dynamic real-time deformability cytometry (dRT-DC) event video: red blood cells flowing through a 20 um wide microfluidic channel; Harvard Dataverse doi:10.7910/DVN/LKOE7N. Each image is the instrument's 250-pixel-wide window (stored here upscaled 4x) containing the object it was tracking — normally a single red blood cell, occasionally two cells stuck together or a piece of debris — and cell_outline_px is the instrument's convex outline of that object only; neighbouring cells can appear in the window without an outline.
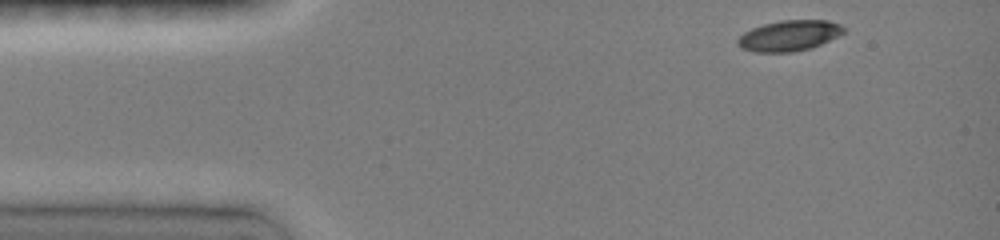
{"species": "common noctule bat (a hibernating species)", "species_latin": "Nyctalus noctula", "temperature_condition": "room temperature", "stored_images_in_passage": 39, "camera_frame_rate_fps": 3000, "um_per_image_px": 0.085, "animal": {"sex": "female", "body_mass_g": 19.0, "forearm_length_mm": 51.5}, "frame": {"image": 1, "passage_image": 1, "time_ms": 0.0, "image_size_px": [1000, 240], "cell_outline_px": [[844, 32], [812, 48], [792, 52], [752, 52], [740, 48], [736, 44], [736, 40], [744, 32], [752, 28], [764, 24], [780, 20], [828, 20], [840, 24], [844, 28]], "centroid_in_image_um": [67.03, 3.03], "position_along_channel_um": 18.0, "area_um2": 18.96}}
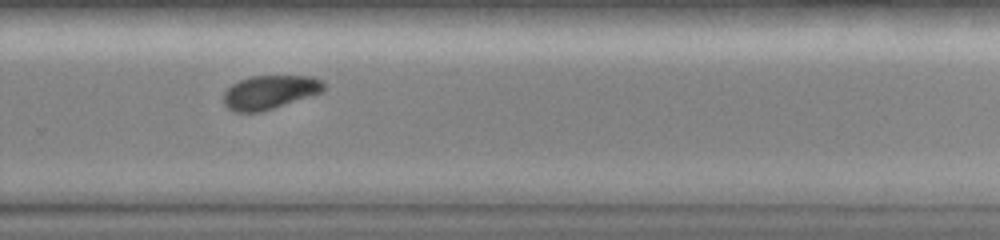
{"frame": {"image": 2, "passage_image": 28, "time_ms": 9.0, "image_size_px": [1000, 240], "cell_outline_px": [[324, 88], [320, 92], [260, 112], [236, 112], [228, 108], [224, 104], [224, 92], [232, 84], [240, 80], [252, 76], [312, 76], [324, 80]], "centroid_in_image_um": [22.91, 7.82], "position_along_channel_um": 306.9, "area_um2": 19.36}}
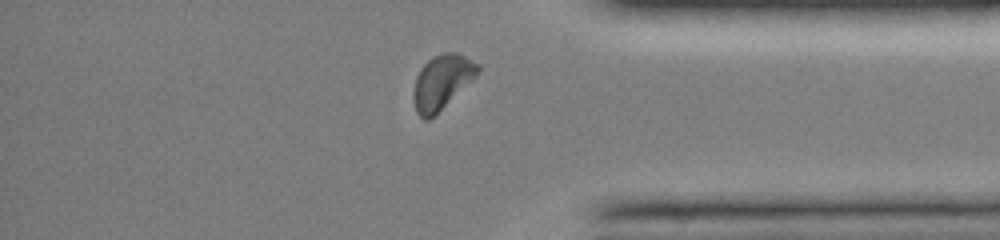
{"frame": {"image": 3, "passage_image": 35, "time_ms": 11.333, "image_size_px": [1000, 240], "cell_outline_px": [[480, 72], [472, 80], [428, 120], [424, 120], [416, 112], [412, 96], [412, 92], [416, 76], [420, 68], [432, 56], [444, 52], [456, 52], [480, 64]], "centroid_in_image_um": [37.54, 6.94], "position_along_channel_um": 397.7, "area_um2": 20.23}, "authors_computed_cell_mechanics": {"area_um2": 20.23, "velocity_mm_per_s": 4.0663, "shape_relaxation_time_tau1_ms": 2.7785, "shape_relaxation_time_tau2_ms": null, "deformation_change_tau1": 0.1087, "deformation_change_tau2": null}}